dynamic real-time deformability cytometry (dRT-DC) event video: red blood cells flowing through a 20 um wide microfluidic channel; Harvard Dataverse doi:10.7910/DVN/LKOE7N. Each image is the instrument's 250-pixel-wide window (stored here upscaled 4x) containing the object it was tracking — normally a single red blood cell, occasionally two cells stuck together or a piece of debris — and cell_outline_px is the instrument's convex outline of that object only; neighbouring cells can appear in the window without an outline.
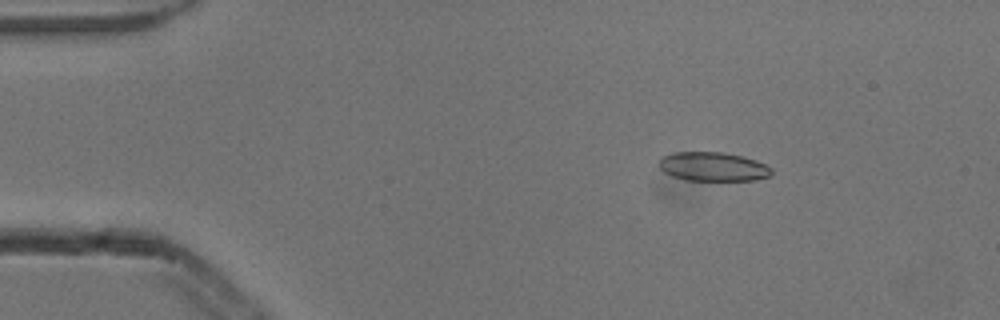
{"species": "common noctule bat (a hibernating species)", "species_latin": "Nyctalus noctula", "temperature_condition": "cold", "stored_images_in_passage": 5, "camera_frame_rate_fps": 3000, "um_per_image_px": 0.085, "animal": {"sex": "male", "body_mass_g": 13.3}, "frame": {"image": 1, "passage_image": 3, "time_ms": 0.667, "image_size_px": [1000, 320], "cell_outline_px": [[772, 172], [768, 176], [756, 180], [684, 180], [672, 176], [664, 172], [656, 164], [660, 156], [672, 152], [724, 152], [756, 160], [772, 168]], "centroid_in_image_um": [60.53, 14.16], "position_along_channel_um": 24.5, "area_um2": 19.19}}